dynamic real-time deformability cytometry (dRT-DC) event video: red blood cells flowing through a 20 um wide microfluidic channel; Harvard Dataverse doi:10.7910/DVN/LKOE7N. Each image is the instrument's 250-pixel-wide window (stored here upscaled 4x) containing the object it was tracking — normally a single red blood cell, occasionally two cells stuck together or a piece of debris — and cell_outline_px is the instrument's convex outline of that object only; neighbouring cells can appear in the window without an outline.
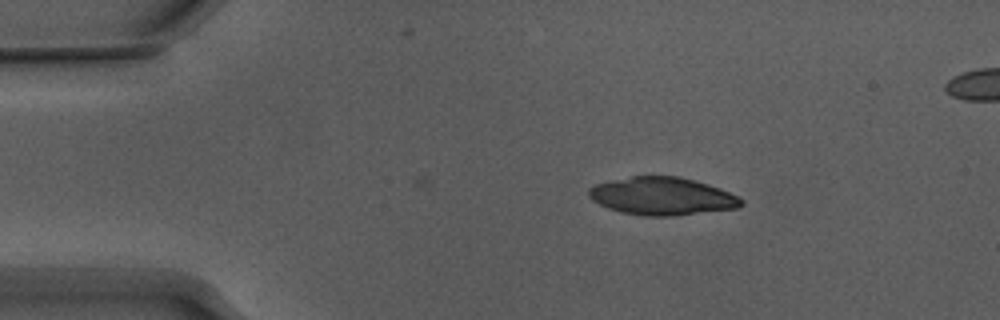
{"species": "Egyptian fruit bat (a non-hibernating species)", "species_latin": "Rousettus aegyptiacus", "temperature_condition": "warm", "stored_images_in_passage": 34, "camera_frame_rate_fps": 3000, "um_per_image_px": 0.085, "animal": {"sex": "male"}, "frame": {"image": 1, "passage_image": 1, "time_ms": 0.0, "image_size_px": [1000, 320], "cell_outline_px": [[744, 204], [740, 208], [672, 216], [644, 216], [624, 212], [608, 208], [592, 200], [588, 196], [588, 188], [596, 184], [612, 180], [632, 176], [680, 176], [696, 180], [720, 188], [740, 196], [744, 200]], "centroid_in_image_um": [56.33, 16.67], "position_along_channel_um": 28.7, "area_um2": 33.81}}